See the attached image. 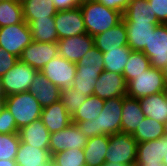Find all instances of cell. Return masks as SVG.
<instances>
[{
    "label": "cell",
    "instance_id": "6da1fadb",
    "mask_svg": "<svg viewBox=\"0 0 167 166\" xmlns=\"http://www.w3.org/2000/svg\"><path fill=\"white\" fill-rule=\"evenodd\" d=\"M123 98H112L104 101V107L98 118L90 121L72 122L87 137L121 133Z\"/></svg>",
    "mask_w": 167,
    "mask_h": 166
},
{
    "label": "cell",
    "instance_id": "7a4b0ae2",
    "mask_svg": "<svg viewBox=\"0 0 167 166\" xmlns=\"http://www.w3.org/2000/svg\"><path fill=\"white\" fill-rule=\"evenodd\" d=\"M86 32L95 36L119 24L122 13L100 4L96 0L80 3Z\"/></svg>",
    "mask_w": 167,
    "mask_h": 166
},
{
    "label": "cell",
    "instance_id": "3957f363",
    "mask_svg": "<svg viewBox=\"0 0 167 166\" xmlns=\"http://www.w3.org/2000/svg\"><path fill=\"white\" fill-rule=\"evenodd\" d=\"M3 105L15 118L18 129L39 119L43 109L35 96L28 91L6 96Z\"/></svg>",
    "mask_w": 167,
    "mask_h": 166
},
{
    "label": "cell",
    "instance_id": "277c9868",
    "mask_svg": "<svg viewBox=\"0 0 167 166\" xmlns=\"http://www.w3.org/2000/svg\"><path fill=\"white\" fill-rule=\"evenodd\" d=\"M165 77L163 70L150 67L127 82V96L140 99L145 96L165 91Z\"/></svg>",
    "mask_w": 167,
    "mask_h": 166
},
{
    "label": "cell",
    "instance_id": "5b68a950",
    "mask_svg": "<svg viewBox=\"0 0 167 166\" xmlns=\"http://www.w3.org/2000/svg\"><path fill=\"white\" fill-rule=\"evenodd\" d=\"M137 141L130 134L117 133L109 136L105 164L128 165L135 163Z\"/></svg>",
    "mask_w": 167,
    "mask_h": 166
},
{
    "label": "cell",
    "instance_id": "8992f818",
    "mask_svg": "<svg viewBox=\"0 0 167 166\" xmlns=\"http://www.w3.org/2000/svg\"><path fill=\"white\" fill-rule=\"evenodd\" d=\"M39 71L18 60L15 65L0 77L2 91L6 96L28 91Z\"/></svg>",
    "mask_w": 167,
    "mask_h": 166
},
{
    "label": "cell",
    "instance_id": "52a82bcc",
    "mask_svg": "<svg viewBox=\"0 0 167 166\" xmlns=\"http://www.w3.org/2000/svg\"><path fill=\"white\" fill-rule=\"evenodd\" d=\"M31 42V31L24 20L21 23L0 28V47L18 58Z\"/></svg>",
    "mask_w": 167,
    "mask_h": 166
},
{
    "label": "cell",
    "instance_id": "ba28073f",
    "mask_svg": "<svg viewBox=\"0 0 167 166\" xmlns=\"http://www.w3.org/2000/svg\"><path fill=\"white\" fill-rule=\"evenodd\" d=\"M76 63L70 62L62 56H56L40 71L52 84L60 90L72 87L76 75Z\"/></svg>",
    "mask_w": 167,
    "mask_h": 166
},
{
    "label": "cell",
    "instance_id": "9c48e42d",
    "mask_svg": "<svg viewBox=\"0 0 167 166\" xmlns=\"http://www.w3.org/2000/svg\"><path fill=\"white\" fill-rule=\"evenodd\" d=\"M58 55L57 42L32 41L22 51L19 60L40 72L49 61Z\"/></svg>",
    "mask_w": 167,
    "mask_h": 166
},
{
    "label": "cell",
    "instance_id": "30bf717a",
    "mask_svg": "<svg viewBox=\"0 0 167 166\" xmlns=\"http://www.w3.org/2000/svg\"><path fill=\"white\" fill-rule=\"evenodd\" d=\"M88 138L79 130L75 123L50 134L49 151L51 156L67 149H83Z\"/></svg>",
    "mask_w": 167,
    "mask_h": 166
},
{
    "label": "cell",
    "instance_id": "8fae6325",
    "mask_svg": "<svg viewBox=\"0 0 167 166\" xmlns=\"http://www.w3.org/2000/svg\"><path fill=\"white\" fill-rule=\"evenodd\" d=\"M142 52L149 58L151 67L161 70L167 67V24L156 26Z\"/></svg>",
    "mask_w": 167,
    "mask_h": 166
},
{
    "label": "cell",
    "instance_id": "7c38bea8",
    "mask_svg": "<svg viewBox=\"0 0 167 166\" xmlns=\"http://www.w3.org/2000/svg\"><path fill=\"white\" fill-rule=\"evenodd\" d=\"M54 21L58 40L87 33L80 7L57 11Z\"/></svg>",
    "mask_w": 167,
    "mask_h": 166
},
{
    "label": "cell",
    "instance_id": "4fadbf2b",
    "mask_svg": "<svg viewBox=\"0 0 167 166\" xmlns=\"http://www.w3.org/2000/svg\"><path fill=\"white\" fill-rule=\"evenodd\" d=\"M93 95L103 100L123 98L127 96V82L122 74L103 70L94 87Z\"/></svg>",
    "mask_w": 167,
    "mask_h": 166
},
{
    "label": "cell",
    "instance_id": "5bb4252c",
    "mask_svg": "<svg viewBox=\"0 0 167 166\" xmlns=\"http://www.w3.org/2000/svg\"><path fill=\"white\" fill-rule=\"evenodd\" d=\"M59 56L70 62L77 63L92 47H94V37L88 33L73 37L60 39L57 41Z\"/></svg>",
    "mask_w": 167,
    "mask_h": 166
},
{
    "label": "cell",
    "instance_id": "9a60e30c",
    "mask_svg": "<svg viewBox=\"0 0 167 166\" xmlns=\"http://www.w3.org/2000/svg\"><path fill=\"white\" fill-rule=\"evenodd\" d=\"M167 150V136L137 144L136 163L139 166H165L163 158Z\"/></svg>",
    "mask_w": 167,
    "mask_h": 166
},
{
    "label": "cell",
    "instance_id": "2e32d148",
    "mask_svg": "<svg viewBox=\"0 0 167 166\" xmlns=\"http://www.w3.org/2000/svg\"><path fill=\"white\" fill-rule=\"evenodd\" d=\"M94 45L103 53L117 49V47L128 46L125 22L122 20L115 27L95 35Z\"/></svg>",
    "mask_w": 167,
    "mask_h": 166
},
{
    "label": "cell",
    "instance_id": "e0dca14e",
    "mask_svg": "<svg viewBox=\"0 0 167 166\" xmlns=\"http://www.w3.org/2000/svg\"><path fill=\"white\" fill-rule=\"evenodd\" d=\"M28 92L35 96L42 108L60 100V88L49 82L40 72L35 75Z\"/></svg>",
    "mask_w": 167,
    "mask_h": 166
},
{
    "label": "cell",
    "instance_id": "ac0fdd59",
    "mask_svg": "<svg viewBox=\"0 0 167 166\" xmlns=\"http://www.w3.org/2000/svg\"><path fill=\"white\" fill-rule=\"evenodd\" d=\"M40 119L50 134L56 133L72 123L71 116L60 100L43 108Z\"/></svg>",
    "mask_w": 167,
    "mask_h": 166
},
{
    "label": "cell",
    "instance_id": "d6986e66",
    "mask_svg": "<svg viewBox=\"0 0 167 166\" xmlns=\"http://www.w3.org/2000/svg\"><path fill=\"white\" fill-rule=\"evenodd\" d=\"M127 29V42L132 51H142L148 46L151 33L160 23L125 22Z\"/></svg>",
    "mask_w": 167,
    "mask_h": 166
},
{
    "label": "cell",
    "instance_id": "ffe728a7",
    "mask_svg": "<svg viewBox=\"0 0 167 166\" xmlns=\"http://www.w3.org/2000/svg\"><path fill=\"white\" fill-rule=\"evenodd\" d=\"M145 115L140 107L139 100L124 96L122 117H121V133L132 135L138 126L142 123Z\"/></svg>",
    "mask_w": 167,
    "mask_h": 166
},
{
    "label": "cell",
    "instance_id": "44dd1931",
    "mask_svg": "<svg viewBox=\"0 0 167 166\" xmlns=\"http://www.w3.org/2000/svg\"><path fill=\"white\" fill-rule=\"evenodd\" d=\"M21 142L40 149H49L50 133L41 119L18 130Z\"/></svg>",
    "mask_w": 167,
    "mask_h": 166
},
{
    "label": "cell",
    "instance_id": "7402d4cb",
    "mask_svg": "<svg viewBox=\"0 0 167 166\" xmlns=\"http://www.w3.org/2000/svg\"><path fill=\"white\" fill-rule=\"evenodd\" d=\"M138 100L145 117L163 124L167 121V93L165 91Z\"/></svg>",
    "mask_w": 167,
    "mask_h": 166
},
{
    "label": "cell",
    "instance_id": "603a6c76",
    "mask_svg": "<svg viewBox=\"0 0 167 166\" xmlns=\"http://www.w3.org/2000/svg\"><path fill=\"white\" fill-rule=\"evenodd\" d=\"M15 161L17 166H47L52 156L49 149L35 148L20 142Z\"/></svg>",
    "mask_w": 167,
    "mask_h": 166
},
{
    "label": "cell",
    "instance_id": "cb8c5ba5",
    "mask_svg": "<svg viewBox=\"0 0 167 166\" xmlns=\"http://www.w3.org/2000/svg\"><path fill=\"white\" fill-rule=\"evenodd\" d=\"M109 145L108 135H98L88 138L83 148L86 166H103Z\"/></svg>",
    "mask_w": 167,
    "mask_h": 166
},
{
    "label": "cell",
    "instance_id": "d4e9b609",
    "mask_svg": "<svg viewBox=\"0 0 167 166\" xmlns=\"http://www.w3.org/2000/svg\"><path fill=\"white\" fill-rule=\"evenodd\" d=\"M24 21L55 16L57 9L53 0H21Z\"/></svg>",
    "mask_w": 167,
    "mask_h": 166
},
{
    "label": "cell",
    "instance_id": "484cf974",
    "mask_svg": "<svg viewBox=\"0 0 167 166\" xmlns=\"http://www.w3.org/2000/svg\"><path fill=\"white\" fill-rule=\"evenodd\" d=\"M31 31L32 41L37 42H57L58 33L55 29L54 16L49 18L25 21Z\"/></svg>",
    "mask_w": 167,
    "mask_h": 166
},
{
    "label": "cell",
    "instance_id": "4316f807",
    "mask_svg": "<svg viewBox=\"0 0 167 166\" xmlns=\"http://www.w3.org/2000/svg\"><path fill=\"white\" fill-rule=\"evenodd\" d=\"M122 17L124 22L159 23L149 7L148 0H131Z\"/></svg>",
    "mask_w": 167,
    "mask_h": 166
},
{
    "label": "cell",
    "instance_id": "83f0119b",
    "mask_svg": "<svg viewBox=\"0 0 167 166\" xmlns=\"http://www.w3.org/2000/svg\"><path fill=\"white\" fill-rule=\"evenodd\" d=\"M129 46L117 47V49L110 50L103 53L104 70L123 74L124 68L128 63L131 53Z\"/></svg>",
    "mask_w": 167,
    "mask_h": 166
},
{
    "label": "cell",
    "instance_id": "f1b7e54d",
    "mask_svg": "<svg viewBox=\"0 0 167 166\" xmlns=\"http://www.w3.org/2000/svg\"><path fill=\"white\" fill-rule=\"evenodd\" d=\"M21 0H0V28L23 21Z\"/></svg>",
    "mask_w": 167,
    "mask_h": 166
},
{
    "label": "cell",
    "instance_id": "f546056e",
    "mask_svg": "<svg viewBox=\"0 0 167 166\" xmlns=\"http://www.w3.org/2000/svg\"><path fill=\"white\" fill-rule=\"evenodd\" d=\"M103 99L95 95L88 96L85 102L81 105L80 109L75 112V114L71 117L72 122H80V121H90L92 122L102 112V108L104 107Z\"/></svg>",
    "mask_w": 167,
    "mask_h": 166
},
{
    "label": "cell",
    "instance_id": "4dcf8cb0",
    "mask_svg": "<svg viewBox=\"0 0 167 166\" xmlns=\"http://www.w3.org/2000/svg\"><path fill=\"white\" fill-rule=\"evenodd\" d=\"M164 129L163 123L145 117L132 136L137 143H142L161 138L165 135Z\"/></svg>",
    "mask_w": 167,
    "mask_h": 166
},
{
    "label": "cell",
    "instance_id": "1f68e13d",
    "mask_svg": "<svg viewBox=\"0 0 167 166\" xmlns=\"http://www.w3.org/2000/svg\"><path fill=\"white\" fill-rule=\"evenodd\" d=\"M150 67V60L142 51H131L122 75L129 82Z\"/></svg>",
    "mask_w": 167,
    "mask_h": 166
},
{
    "label": "cell",
    "instance_id": "d6a6232c",
    "mask_svg": "<svg viewBox=\"0 0 167 166\" xmlns=\"http://www.w3.org/2000/svg\"><path fill=\"white\" fill-rule=\"evenodd\" d=\"M55 166H86L83 149H67L52 155Z\"/></svg>",
    "mask_w": 167,
    "mask_h": 166
},
{
    "label": "cell",
    "instance_id": "836d02e7",
    "mask_svg": "<svg viewBox=\"0 0 167 166\" xmlns=\"http://www.w3.org/2000/svg\"><path fill=\"white\" fill-rule=\"evenodd\" d=\"M87 96L77 91L74 87L60 90V101L64 104L66 111L72 117L85 102Z\"/></svg>",
    "mask_w": 167,
    "mask_h": 166
},
{
    "label": "cell",
    "instance_id": "e575fe53",
    "mask_svg": "<svg viewBox=\"0 0 167 166\" xmlns=\"http://www.w3.org/2000/svg\"><path fill=\"white\" fill-rule=\"evenodd\" d=\"M20 142L18 133L0 134V160H15Z\"/></svg>",
    "mask_w": 167,
    "mask_h": 166
},
{
    "label": "cell",
    "instance_id": "d590c367",
    "mask_svg": "<svg viewBox=\"0 0 167 166\" xmlns=\"http://www.w3.org/2000/svg\"><path fill=\"white\" fill-rule=\"evenodd\" d=\"M103 60V52L94 46L76 63V67L104 70Z\"/></svg>",
    "mask_w": 167,
    "mask_h": 166
},
{
    "label": "cell",
    "instance_id": "8d00e7d4",
    "mask_svg": "<svg viewBox=\"0 0 167 166\" xmlns=\"http://www.w3.org/2000/svg\"><path fill=\"white\" fill-rule=\"evenodd\" d=\"M18 130L15 118L3 105L0 109V134L18 133Z\"/></svg>",
    "mask_w": 167,
    "mask_h": 166
},
{
    "label": "cell",
    "instance_id": "74e56055",
    "mask_svg": "<svg viewBox=\"0 0 167 166\" xmlns=\"http://www.w3.org/2000/svg\"><path fill=\"white\" fill-rule=\"evenodd\" d=\"M152 13L160 24H167V0H148Z\"/></svg>",
    "mask_w": 167,
    "mask_h": 166
},
{
    "label": "cell",
    "instance_id": "f35d334b",
    "mask_svg": "<svg viewBox=\"0 0 167 166\" xmlns=\"http://www.w3.org/2000/svg\"><path fill=\"white\" fill-rule=\"evenodd\" d=\"M96 84H97V80L81 79V77L76 74L73 80L72 87L77 89V91L84 93V96L88 97L93 95L94 87Z\"/></svg>",
    "mask_w": 167,
    "mask_h": 166
},
{
    "label": "cell",
    "instance_id": "ab89813d",
    "mask_svg": "<svg viewBox=\"0 0 167 166\" xmlns=\"http://www.w3.org/2000/svg\"><path fill=\"white\" fill-rule=\"evenodd\" d=\"M19 58L0 47V77L8 72Z\"/></svg>",
    "mask_w": 167,
    "mask_h": 166
},
{
    "label": "cell",
    "instance_id": "60d3db41",
    "mask_svg": "<svg viewBox=\"0 0 167 166\" xmlns=\"http://www.w3.org/2000/svg\"><path fill=\"white\" fill-rule=\"evenodd\" d=\"M107 8L119 11L123 14L131 0H96Z\"/></svg>",
    "mask_w": 167,
    "mask_h": 166
},
{
    "label": "cell",
    "instance_id": "b9f144b4",
    "mask_svg": "<svg viewBox=\"0 0 167 166\" xmlns=\"http://www.w3.org/2000/svg\"><path fill=\"white\" fill-rule=\"evenodd\" d=\"M102 72L103 69L77 68L76 70L81 79L87 80H98Z\"/></svg>",
    "mask_w": 167,
    "mask_h": 166
},
{
    "label": "cell",
    "instance_id": "7bdbcfd3",
    "mask_svg": "<svg viewBox=\"0 0 167 166\" xmlns=\"http://www.w3.org/2000/svg\"><path fill=\"white\" fill-rule=\"evenodd\" d=\"M53 2L58 11L78 8L80 6L77 0H53Z\"/></svg>",
    "mask_w": 167,
    "mask_h": 166
},
{
    "label": "cell",
    "instance_id": "ee69618b",
    "mask_svg": "<svg viewBox=\"0 0 167 166\" xmlns=\"http://www.w3.org/2000/svg\"><path fill=\"white\" fill-rule=\"evenodd\" d=\"M0 166H17L15 160H0Z\"/></svg>",
    "mask_w": 167,
    "mask_h": 166
},
{
    "label": "cell",
    "instance_id": "f6af8a7d",
    "mask_svg": "<svg viewBox=\"0 0 167 166\" xmlns=\"http://www.w3.org/2000/svg\"><path fill=\"white\" fill-rule=\"evenodd\" d=\"M163 73H164V77H165V81H166L165 92L167 93V67L164 68Z\"/></svg>",
    "mask_w": 167,
    "mask_h": 166
},
{
    "label": "cell",
    "instance_id": "bcb514c9",
    "mask_svg": "<svg viewBox=\"0 0 167 166\" xmlns=\"http://www.w3.org/2000/svg\"><path fill=\"white\" fill-rule=\"evenodd\" d=\"M4 98H5V95H4L3 91H2L1 81H0V101H3Z\"/></svg>",
    "mask_w": 167,
    "mask_h": 166
},
{
    "label": "cell",
    "instance_id": "7dc6e473",
    "mask_svg": "<svg viewBox=\"0 0 167 166\" xmlns=\"http://www.w3.org/2000/svg\"><path fill=\"white\" fill-rule=\"evenodd\" d=\"M163 164H164L165 166H167V150H166V154H165V156H164V158H163Z\"/></svg>",
    "mask_w": 167,
    "mask_h": 166
},
{
    "label": "cell",
    "instance_id": "c3c4849f",
    "mask_svg": "<svg viewBox=\"0 0 167 166\" xmlns=\"http://www.w3.org/2000/svg\"><path fill=\"white\" fill-rule=\"evenodd\" d=\"M103 166H123V165H121V164H104Z\"/></svg>",
    "mask_w": 167,
    "mask_h": 166
},
{
    "label": "cell",
    "instance_id": "681fc988",
    "mask_svg": "<svg viewBox=\"0 0 167 166\" xmlns=\"http://www.w3.org/2000/svg\"><path fill=\"white\" fill-rule=\"evenodd\" d=\"M164 127H165L164 134L167 136V121L164 123Z\"/></svg>",
    "mask_w": 167,
    "mask_h": 166
},
{
    "label": "cell",
    "instance_id": "f907efd6",
    "mask_svg": "<svg viewBox=\"0 0 167 166\" xmlns=\"http://www.w3.org/2000/svg\"><path fill=\"white\" fill-rule=\"evenodd\" d=\"M124 166H139V165L135 162V163L124 165Z\"/></svg>",
    "mask_w": 167,
    "mask_h": 166
},
{
    "label": "cell",
    "instance_id": "816d5d0a",
    "mask_svg": "<svg viewBox=\"0 0 167 166\" xmlns=\"http://www.w3.org/2000/svg\"><path fill=\"white\" fill-rule=\"evenodd\" d=\"M79 3H83V2H86V1H92V0H77Z\"/></svg>",
    "mask_w": 167,
    "mask_h": 166
},
{
    "label": "cell",
    "instance_id": "f5cc1de1",
    "mask_svg": "<svg viewBox=\"0 0 167 166\" xmlns=\"http://www.w3.org/2000/svg\"><path fill=\"white\" fill-rule=\"evenodd\" d=\"M47 166H55L52 162H50Z\"/></svg>",
    "mask_w": 167,
    "mask_h": 166
},
{
    "label": "cell",
    "instance_id": "db71d44e",
    "mask_svg": "<svg viewBox=\"0 0 167 166\" xmlns=\"http://www.w3.org/2000/svg\"><path fill=\"white\" fill-rule=\"evenodd\" d=\"M2 106H3V101H0V109H1Z\"/></svg>",
    "mask_w": 167,
    "mask_h": 166
}]
</instances>
